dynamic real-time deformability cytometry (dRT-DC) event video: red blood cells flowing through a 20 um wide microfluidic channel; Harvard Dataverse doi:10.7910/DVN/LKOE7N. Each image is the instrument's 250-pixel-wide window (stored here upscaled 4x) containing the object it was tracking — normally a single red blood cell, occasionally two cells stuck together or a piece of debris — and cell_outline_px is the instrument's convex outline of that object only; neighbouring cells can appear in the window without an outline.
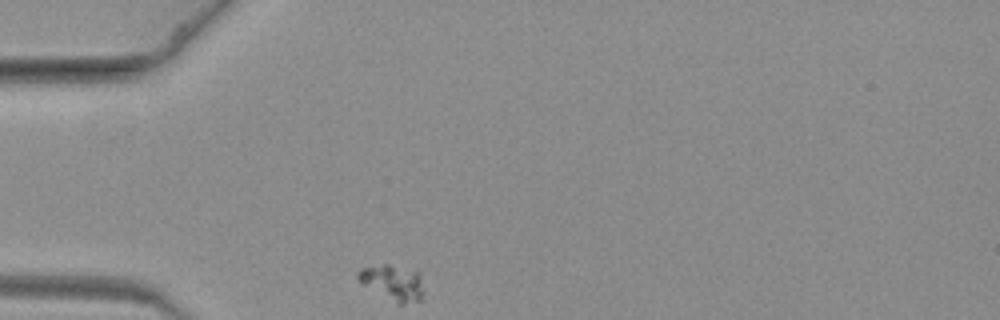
{"species": "common noctule bat (a hibernating species)", "species_latin": "Nyctalus noctula", "temperature_condition": "warm", "stored_images_in_passage": 12, "camera_frame_rate_fps": 3000, "um_per_image_px": 0.085, "animal": {"sex": "female", "body_mass_g": 19.3, "forearm_length_mm": 54.1}, "frame": {"image": 1, "passage_image": 1, "time_ms": 0.0, "image_size_px": [1000, 320], "cell_outline_px": [[424, 300], [404, 304], [396, 304], [364, 284], [356, 276], [364, 268], [384, 264], [388, 264], [420, 272], [424, 292]], "centroid_in_image_um": [33.49, 24.06], "position_along_channel_um": 51.5, "area_um2": 13.47}}
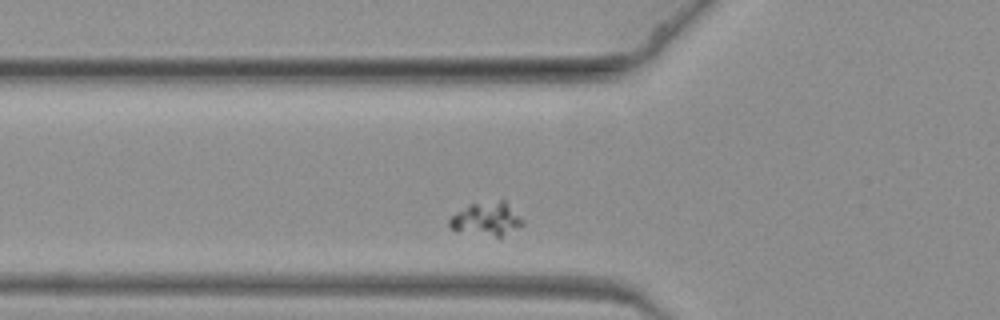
{"frame": {"image": 2, "passage_image": 6, "time_ms": 1.667, "image_size_px": [1000, 320], "cell_outline_px": [[524, 224], [500, 240], [456, 232], [448, 224], [448, 220], [456, 212], [468, 204], [504, 196], [524, 220]], "centroid_in_image_um": [41.41, 18.62], "position_along_channel_um": 84.4, "area_um2": 15.84}}
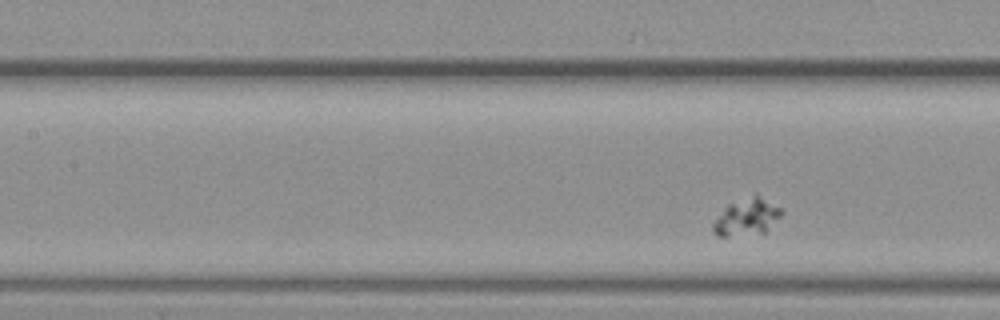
{"frame": {"image": 3, "passage_image": 12, "time_ms": 3.667, "image_size_px": [1000, 320], "cell_outline_px": [[784, 212], [764, 232], [728, 236], [716, 236], [712, 232], [712, 224], [724, 208], [728, 204], [756, 192], [784, 208]], "centroid_in_image_um": [63.5, 18.39], "position_along_channel_um": 143.9, "area_um2": 14.97}}